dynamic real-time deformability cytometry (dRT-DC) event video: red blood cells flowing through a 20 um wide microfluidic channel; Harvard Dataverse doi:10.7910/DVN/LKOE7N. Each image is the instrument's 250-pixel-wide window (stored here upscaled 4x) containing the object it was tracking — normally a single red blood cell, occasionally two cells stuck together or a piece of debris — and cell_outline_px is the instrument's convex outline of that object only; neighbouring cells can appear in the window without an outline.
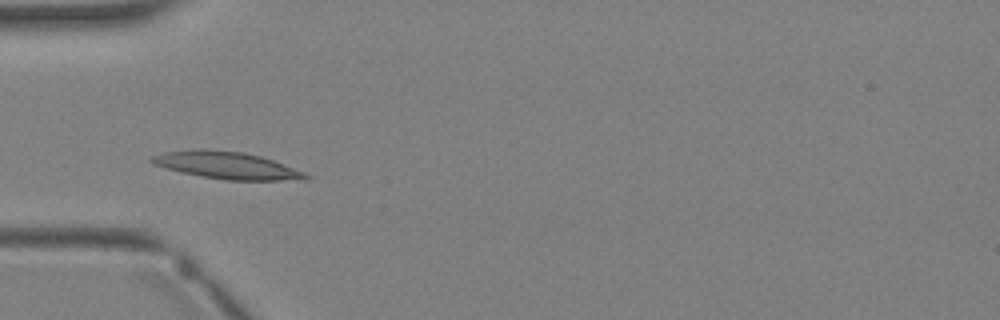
{"species": "Egyptian fruit bat (a non-hibernating species)", "species_latin": "Rousettus aegyptiacus", "temperature_condition": "warm", "stored_images_in_passage": 3, "camera_frame_rate_fps": 3000, "um_per_image_px": 0.085, "animal": {"sex": "female"}, "frame": {"image": 1, "passage_image": 3, "time_ms": 2.333, "image_size_px": [1000, 320], "cell_outline_px": [[312, 176], [308, 180], [224, 180], [200, 176], [180, 172], [156, 164], [148, 160], [152, 156], [164, 152], [204, 148], [244, 152], [260, 156], [272, 160], [304, 172]], "centroid_in_image_um": [19.3, 14.05], "position_along_channel_um": 65.7, "area_um2": 24.33}}